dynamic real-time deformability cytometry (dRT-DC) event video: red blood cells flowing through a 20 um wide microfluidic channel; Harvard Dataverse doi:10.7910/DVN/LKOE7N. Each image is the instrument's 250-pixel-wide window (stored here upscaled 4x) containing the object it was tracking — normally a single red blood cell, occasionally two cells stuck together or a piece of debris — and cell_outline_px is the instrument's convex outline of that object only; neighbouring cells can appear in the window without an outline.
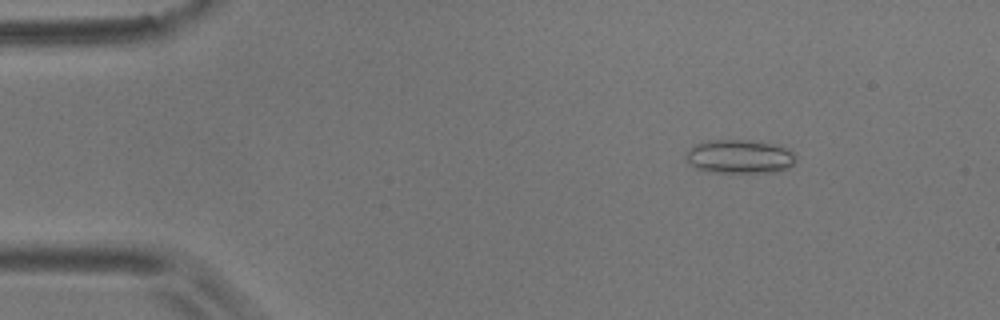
{"species": "common noctule bat (a hibernating species)", "species_latin": "Nyctalus noctula", "temperature_condition": "room temperature", "stored_images_in_passage": 9, "camera_frame_rate_fps": 3000, "um_per_image_px": 0.085, "animal": {"sex": "male", "body_mass_g": 17.9}, "frame": {"image": 1, "passage_image": 3, "time_ms": 0.667, "image_size_px": [1000, 320], "cell_outline_px": [[796, 160], [788, 168], [780, 172], [712, 172], [696, 168], [688, 164], [684, 156], [688, 148], [696, 144], [708, 140], [752, 140], [776, 144], [796, 152]], "centroid_in_image_um": [62.87, 13.3], "position_along_channel_um": 22.1, "area_um2": 22.02}}
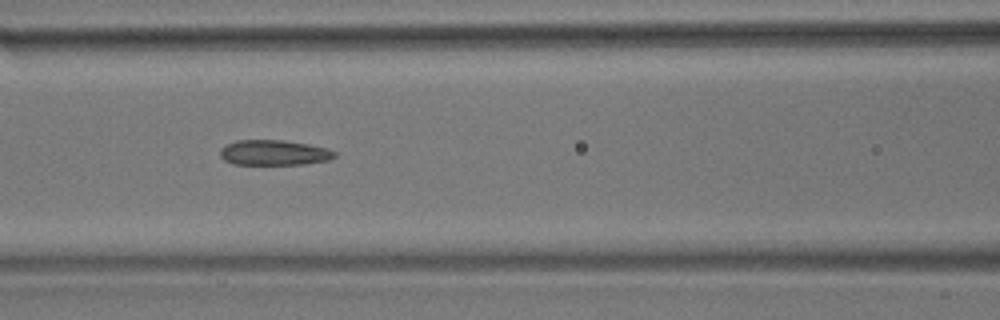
{"frame": {"image": 2, "passage_image": 8, "time_ms": 2.333, "image_size_px": [1000, 320], "cell_outline_px": [[336, 156], [328, 160], [304, 164], [232, 164], [224, 160], [220, 156], [220, 148], [236, 140], [284, 140], [308, 144], [328, 148], [336, 152]], "centroid_in_image_um": [23.29, 12.97], "position_along_channel_um": 143.3, "area_um2": 16.88}}
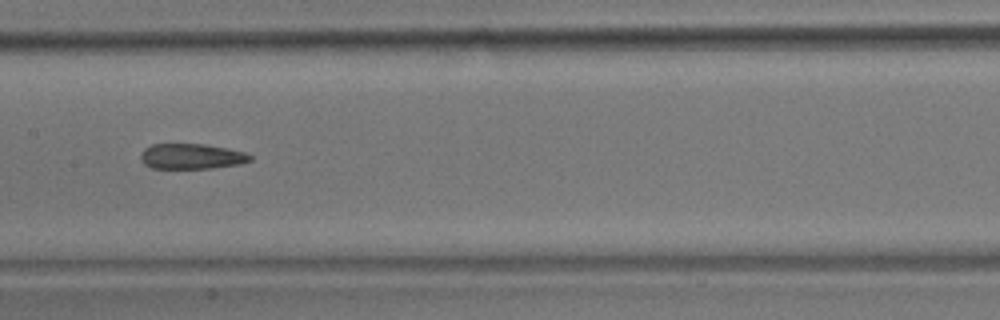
{"frame": {"image": 3, "passage_image": 9, "time_ms": 2.667, "image_size_px": [1000, 320], "cell_outline_px": [[252, 160], [240, 164], [212, 168], [152, 168], [144, 164], [140, 160], [140, 152], [144, 148], [152, 144], [204, 144], [228, 148], [244, 152], [252, 156]], "centroid_in_image_um": [16.26, 13.29], "position_along_channel_um": 191.1, "area_um2": 16.3}}